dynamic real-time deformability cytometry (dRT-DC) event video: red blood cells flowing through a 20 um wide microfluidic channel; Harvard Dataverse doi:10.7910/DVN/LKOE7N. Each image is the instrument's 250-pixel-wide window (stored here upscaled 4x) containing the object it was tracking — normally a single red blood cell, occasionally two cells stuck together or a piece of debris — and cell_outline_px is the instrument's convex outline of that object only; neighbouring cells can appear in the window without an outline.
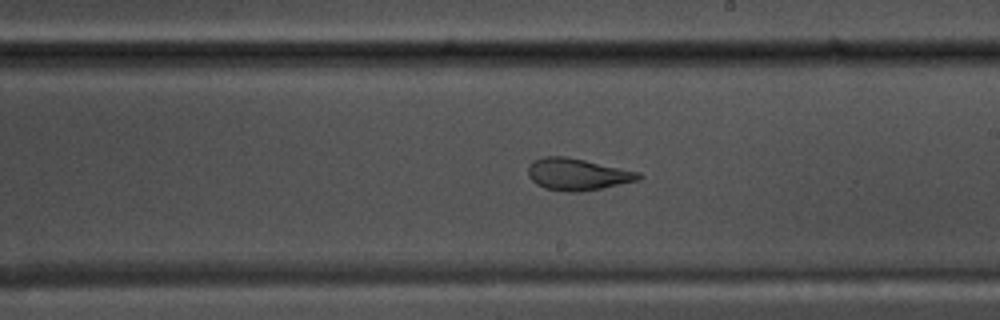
{"species": "common noctule bat (a hibernating species)", "species_latin": "Nyctalus noctula", "temperature_condition": "warm", "stored_images_in_passage": 55, "camera_frame_rate_fps": 3000, "um_per_image_px": 0.085, "animal": {"sex": "male", "body_mass_g": 17.5, "forearm_length_mm": 52.3}, "frame": {"image": 1, "passage_image": 32, "time_ms": 10.333, "image_size_px": [1000, 320], "cell_outline_px": [[644, 176], [640, 180], [580, 192], [568, 192], [544, 188], [536, 184], [528, 176], [528, 168], [532, 160], [544, 156], [564, 156], [584, 160], [640, 172]], "centroid_in_image_um": [49.07, 14.81], "position_along_channel_um": 239.9, "area_um2": 20.52}}
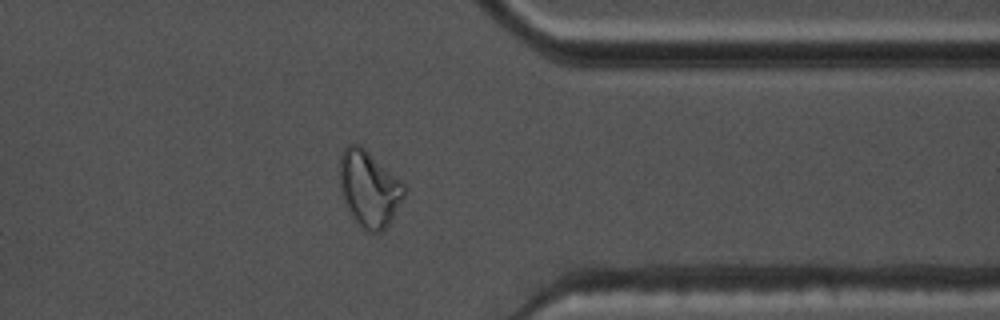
{"frame": {"image": 2, "passage_image": 44, "time_ms": 14.333, "image_size_px": [1000, 320], "cell_outline_px": [[404, 196], [388, 224], [380, 232], [368, 232], [352, 216], [344, 200], [340, 188], [340, 156], [344, 148], [348, 144], [360, 144], [400, 180], [404, 184]], "centroid_in_image_um": [31.35, 16.01], "position_along_channel_um": 380.0, "area_um2": 27.92}}
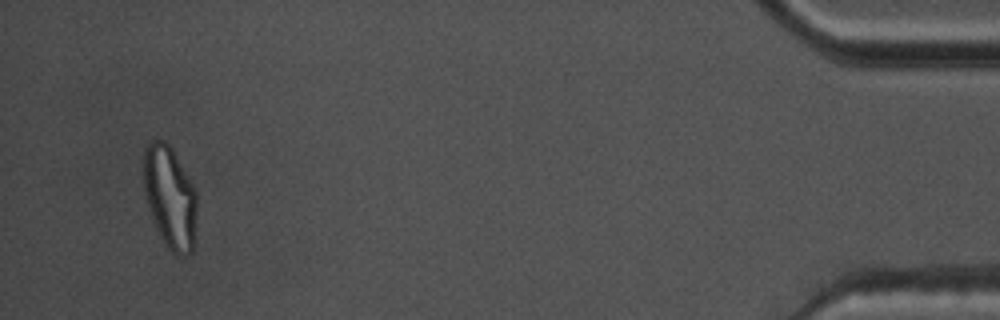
{"frame": {"image": 3, "passage_image": 53, "time_ms": 17.333, "image_size_px": [1000, 320], "cell_outline_px": [[196, 208], [192, 252], [184, 256], [172, 256], [160, 236], [156, 228], [148, 208], [144, 196], [144, 144], [148, 140], [164, 140], [172, 148], [192, 184], [196, 192]], "centroid_in_image_um": [14.41, 16.77], "position_along_channel_um": 420.8, "area_um2": 31.96}, "authors_computed_cell_mechanics": {"area_um2": 24.7962, "velocity_mm_per_s": 3.6903, "shape_relaxation_time_tau1_ms": null, "shape_relaxation_time_tau2_ms": 1.3081, "deformation_change_tau1": null, "deformation_change_tau2": 0.09}}